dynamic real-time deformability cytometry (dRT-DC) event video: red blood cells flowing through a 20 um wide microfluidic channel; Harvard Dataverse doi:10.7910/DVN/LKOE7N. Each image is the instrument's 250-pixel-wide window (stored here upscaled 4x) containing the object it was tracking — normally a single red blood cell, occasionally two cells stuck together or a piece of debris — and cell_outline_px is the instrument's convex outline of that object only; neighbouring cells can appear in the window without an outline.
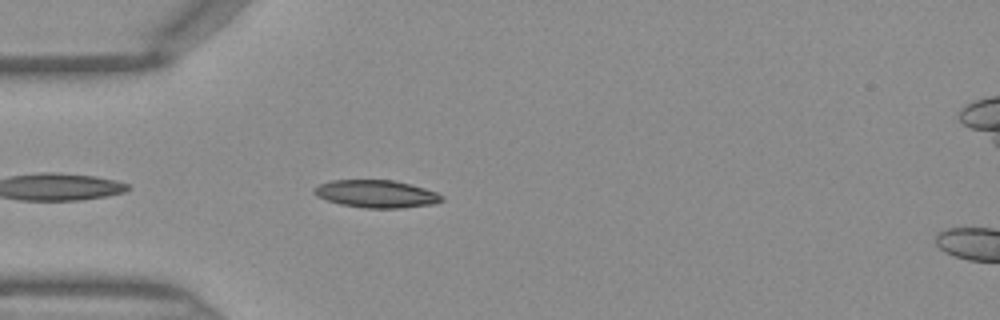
{"species": "Egyptian fruit bat (a non-hibernating species)", "species_latin": "Rousettus aegyptiacus", "temperature_condition": "warm", "stored_images_in_passage": 9, "camera_frame_rate_fps": 3000, "um_per_image_px": 0.085, "frame": {"image": 1, "passage_image": 3, "time_ms": 0.667, "image_size_px": [1000, 320], "cell_outline_px": [[444, 200], [432, 204], [400, 208], [364, 208], [340, 204], [316, 196], [312, 192], [312, 188], [320, 184], [332, 180], [392, 180], [424, 188], [436, 192], [444, 196]], "centroid_in_image_um": [31.96, 16.48], "position_along_channel_um": 53.0, "area_um2": 20.46}}